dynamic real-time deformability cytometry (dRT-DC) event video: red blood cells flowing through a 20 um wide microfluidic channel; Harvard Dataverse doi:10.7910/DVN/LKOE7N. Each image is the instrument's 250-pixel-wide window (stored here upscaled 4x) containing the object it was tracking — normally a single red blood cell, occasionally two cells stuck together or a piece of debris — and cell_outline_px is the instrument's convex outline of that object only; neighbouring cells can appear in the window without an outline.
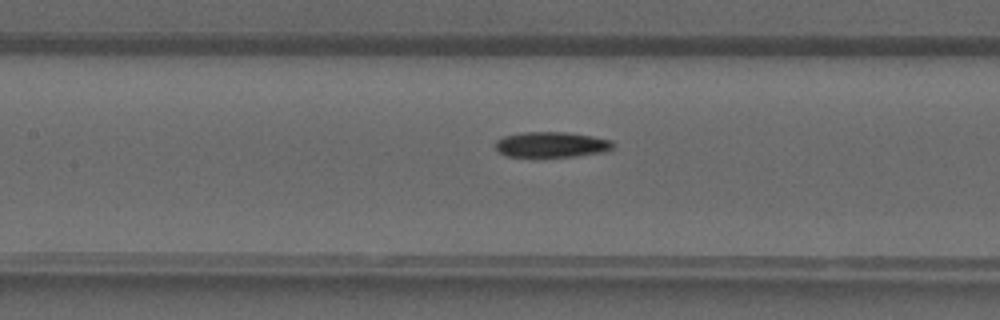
{"species": "common noctule bat (a hibernating species)", "species_latin": "Nyctalus noctula", "temperature_condition": "warm", "stored_images_in_passage": 28, "camera_frame_rate_fps": 3000, "um_per_image_px": 0.085, "animal": {"sex": "male", "forearm_length_mm": 52.5}, "frame": {"image": 1, "passage_image": 6, "time_ms": 1.667, "image_size_px": [1000, 320], "cell_outline_px": [[612, 148], [600, 152], [576, 156], [508, 156], [500, 152], [496, 148], [496, 140], [504, 136], [520, 132], [564, 132], [592, 136], [612, 140]], "centroid_in_image_um": [46.84, 12.27], "position_along_channel_um": 160.6, "area_um2": 17.11}}
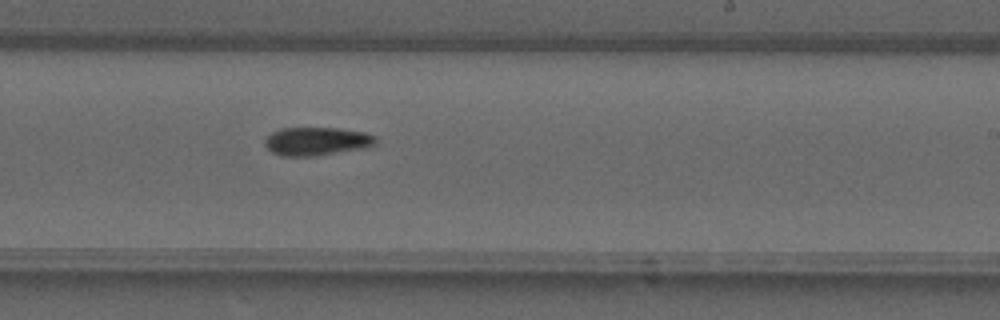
{"frame": {"image": 2, "passage_image": 12, "time_ms": 3.667, "image_size_px": [1000, 320], "cell_outline_px": [[376, 144], [368, 148], [312, 156], [280, 156], [272, 152], [264, 144], [264, 140], [272, 132], [280, 128], [340, 128], [364, 132], [376, 136]], "centroid_in_image_um": [26.94, 12.01], "position_along_channel_um": 262.1, "area_um2": 18.44}}
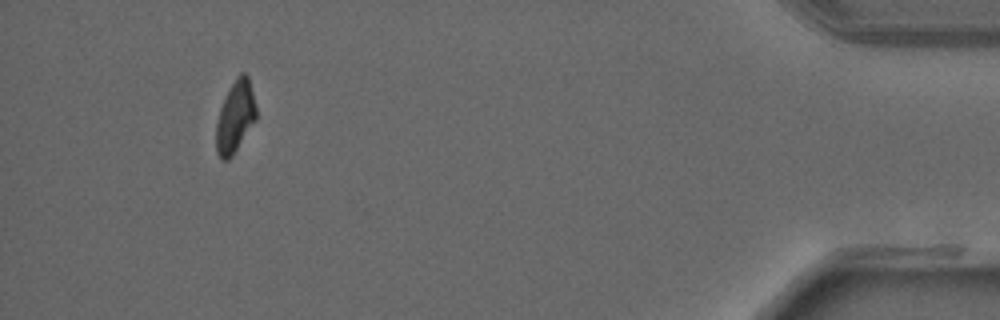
{"frame": {"image": 3, "passage_image": 25, "time_ms": 8.0, "image_size_px": [1000, 320], "cell_outline_px": [[256, 120], [232, 156], [228, 160], [220, 160], [216, 152], [216, 124], [220, 108], [236, 76], [240, 72], [244, 72], [248, 76], [256, 108]], "centroid_in_image_um": [19.99, 9.96], "position_along_channel_um": 415.2, "area_um2": 16.59}}